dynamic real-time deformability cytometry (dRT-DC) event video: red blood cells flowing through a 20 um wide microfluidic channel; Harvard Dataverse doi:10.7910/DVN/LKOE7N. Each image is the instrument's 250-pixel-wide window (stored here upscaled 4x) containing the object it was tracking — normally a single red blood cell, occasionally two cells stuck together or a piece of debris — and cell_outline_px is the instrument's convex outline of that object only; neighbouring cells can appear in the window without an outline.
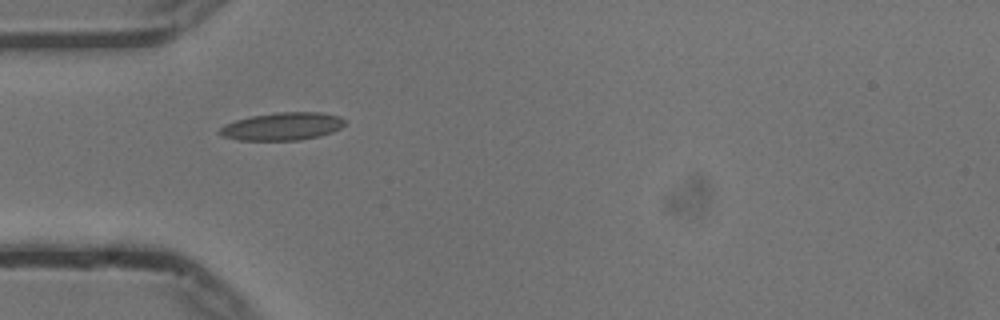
{"species": "common noctule bat (a hibernating species)", "species_latin": "Nyctalus noctula", "temperature_condition": "cold", "stored_images_in_passage": 31, "camera_frame_rate_fps": 3000, "um_per_image_px": 0.085, "animal": {"sex": "male", "body_mass_g": 13.3}, "frame": {"image": 1, "passage_image": 1, "time_ms": 0.0, "image_size_px": [1000, 320], "cell_outline_px": [[348, 120], [340, 128], [332, 132], [320, 136], [300, 140], [240, 140], [220, 136], [216, 132], [224, 124], [236, 120], [252, 116], [276, 112], [320, 112], [340, 116]], "centroid_in_image_um": [24.0, 10.74], "position_along_channel_um": 61.0, "area_um2": 20.46}}
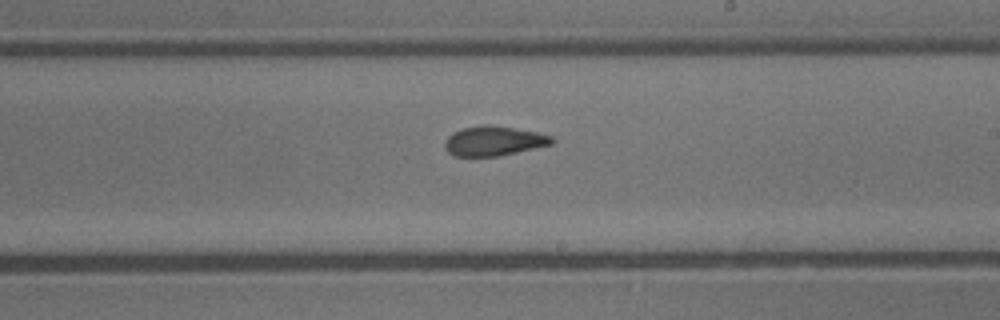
{"frame": {"image": 2, "passage_image": 16, "time_ms": 5.0, "image_size_px": [1000, 320], "cell_outline_px": [[556, 140], [552, 144], [500, 156], [456, 156], [448, 152], [444, 148], [444, 140], [452, 132], [464, 128], [484, 124], [488, 124], [536, 132], [552, 136]], "centroid_in_image_um": [41.95, 11.98], "position_along_channel_um": 247.0, "area_um2": 18.5}}
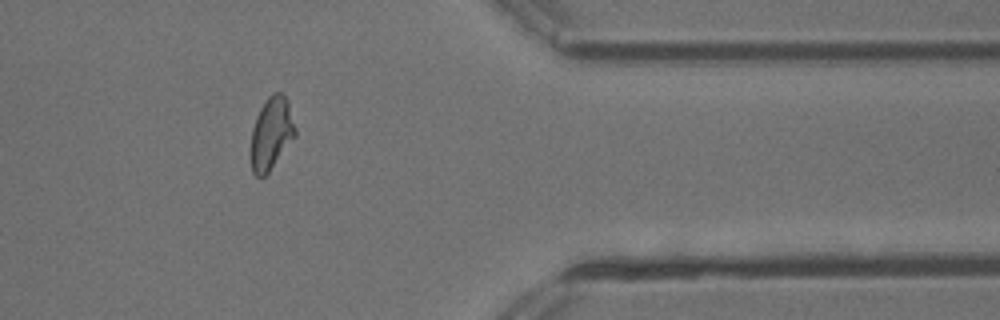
{"frame": {"image": 3, "passage_image": 29, "time_ms": 9.333, "image_size_px": [1000, 320], "cell_outline_px": [[296, 136], [268, 172], [264, 176], [256, 176], [252, 172], [252, 128], [256, 116], [260, 108], [268, 96], [272, 92], [280, 92], [288, 100], [296, 128]], "centroid_in_image_um": [23.09, 11.3], "position_along_channel_um": 388.3, "area_um2": 18.55}, "authors_computed_cell_mechanics": {"area_um2": 18.785, "velocity_mm_per_s": 3.7404, "shape_relaxation_time_tau1_ms": 4.4837, "shape_relaxation_time_tau2_ms": 1.7296, "deformation_change_tau1": 0.1415, "deformation_change_tau2": 0.0921}}